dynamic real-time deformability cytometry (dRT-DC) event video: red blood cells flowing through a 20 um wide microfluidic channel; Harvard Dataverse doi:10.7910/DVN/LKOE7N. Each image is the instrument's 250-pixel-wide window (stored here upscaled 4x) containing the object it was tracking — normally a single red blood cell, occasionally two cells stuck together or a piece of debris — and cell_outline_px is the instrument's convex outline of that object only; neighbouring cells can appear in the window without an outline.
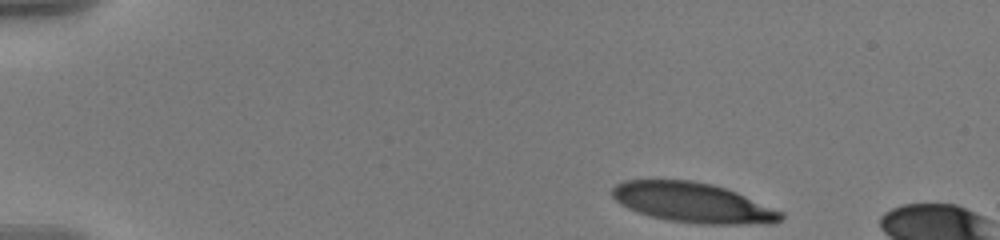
{"species": "human", "species_latin": "Homo sapiens", "temperature_condition": "warm", "stored_images_in_passage": 11, "camera_frame_rate_fps": 3000, "um_per_image_px": 0.085, "donor": {"sex": "male"}, "frame": {"image": 1, "passage_image": 1, "time_ms": 0.0, "image_size_px": [1000, 240], "cell_outline_px": [[784, 216], [780, 220], [772, 224], [700, 224], [668, 220], [636, 212], [620, 204], [612, 196], [612, 188], [616, 184], [624, 180], [692, 180], [712, 184], [736, 192], [784, 212]], "centroid_in_image_um": [58.9, 17.23], "position_along_channel_um": 26.1, "area_um2": 39.25}}